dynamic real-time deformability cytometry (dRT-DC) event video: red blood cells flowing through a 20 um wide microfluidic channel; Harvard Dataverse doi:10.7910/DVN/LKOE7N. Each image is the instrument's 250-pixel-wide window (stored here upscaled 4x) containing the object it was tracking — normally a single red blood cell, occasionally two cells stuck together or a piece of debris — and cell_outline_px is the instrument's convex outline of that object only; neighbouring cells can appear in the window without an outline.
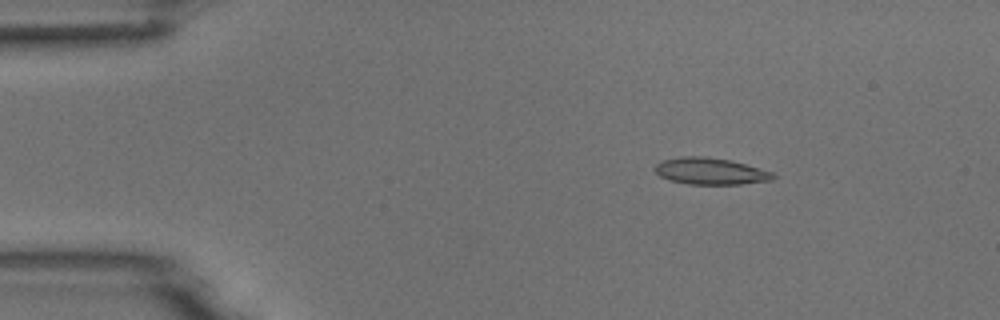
{"species": "common noctule bat (a hibernating species)", "species_latin": "Nyctalus noctula", "temperature_condition": "room temperature", "stored_images_in_passage": 53, "camera_frame_rate_fps": 3000, "um_per_image_px": 0.085, "animal": {"sex": "male", "body_mass_g": 18.8}, "frame": {"image": 1, "passage_image": 8, "time_ms": 2.333, "image_size_px": [1000, 320], "cell_outline_px": [[776, 176], [772, 180], [740, 184], [688, 184], [668, 180], [660, 176], [656, 172], [656, 164], [664, 160], [680, 156], [704, 156], [732, 160], [772, 172]], "centroid_in_image_um": [60.39, 14.55], "position_along_channel_um": 24.6, "area_um2": 18.32}}
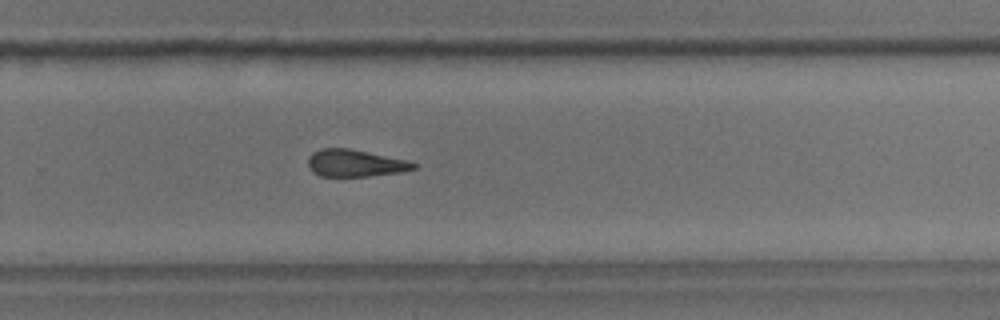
{"frame": {"image": 2, "passage_image": 35, "time_ms": 11.333, "image_size_px": [1000, 320], "cell_outline_px": [[416, 168], [404, 172], [368, 176], [320, 176], [312, 172], [308, 168], [308, 156], [312, 152], [320, 148], [348, 148], [404, 160], [416, 164]], "centroid_in_image_um": [30.12, 13.87], "position_along_channel_um": 299.7, "area_um2": 16.59}}
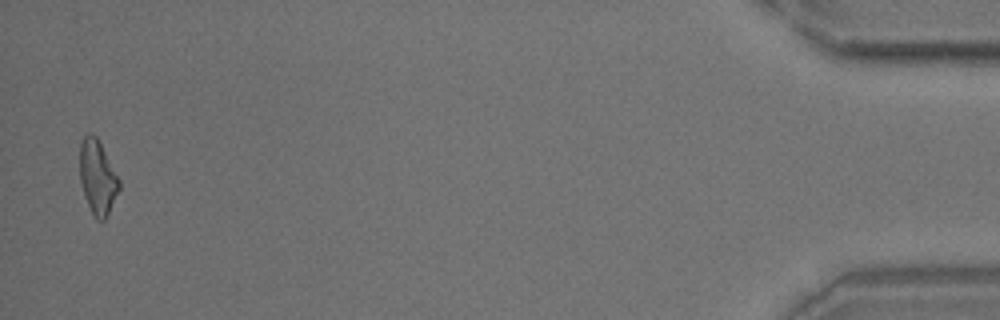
{"frame": {"image": 3, "passage_image": 52, "time_ms": 17.0, "image_size_px": [1000, 320], "cell_outline_px": [[120, 188], [104, 220], [96, 220], [84, 196], [80, 180], [80, 144], [84, 136], [88, 132], [92, 132], [96, 136], [120, 180]], "centroid_in_image_um": [8.28, 15.04], "position_along_channel_um": 426.9, "area_um2": 16.76}}